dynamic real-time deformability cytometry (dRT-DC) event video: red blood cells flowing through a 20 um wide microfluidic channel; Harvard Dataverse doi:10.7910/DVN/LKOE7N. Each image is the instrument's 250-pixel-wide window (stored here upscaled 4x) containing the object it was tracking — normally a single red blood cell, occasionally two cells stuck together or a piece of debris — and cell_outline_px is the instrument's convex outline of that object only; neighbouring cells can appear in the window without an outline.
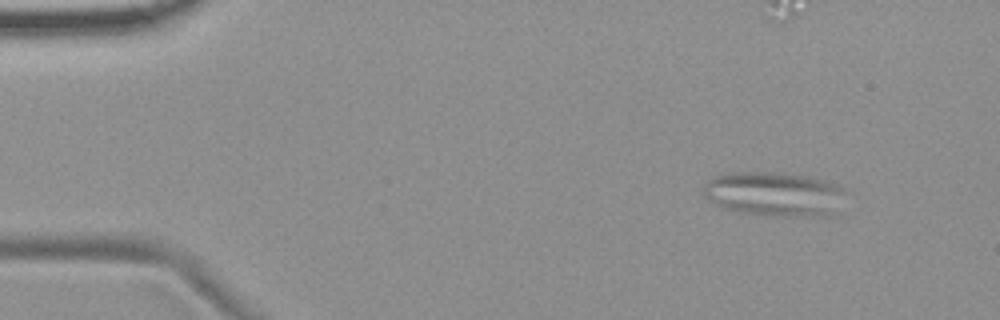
{"species": "common noctule bat (a hibernating species)", "species_latin": "Nyctalus noctula", "temperature_condition": "room temperature", "stored_images_in_passage": 5, "camera_frame_rate_fps": 3000, "um_per_image_px": 0.085, "animal": {"sex": "female", "body_mass_g": 19.9}, "frame": {"image": 1, "passage_image": 2, "time_ms": 1.0, "image_size_px": [1000, 320], "cell_outline_px": [[844, 192], [836, 216], [776, 216], [740, 212], [724, 208], [708, 200], [704, 196], [704, 184], [708, 180], [716, 176], [732, 172], [784, 172], [808, 176], [824, 180], [836, 184]], "centroid_in_image_um": [65.83, 16.49], "position_along_channel_um": 19.2, "area_um2": 36.99}}